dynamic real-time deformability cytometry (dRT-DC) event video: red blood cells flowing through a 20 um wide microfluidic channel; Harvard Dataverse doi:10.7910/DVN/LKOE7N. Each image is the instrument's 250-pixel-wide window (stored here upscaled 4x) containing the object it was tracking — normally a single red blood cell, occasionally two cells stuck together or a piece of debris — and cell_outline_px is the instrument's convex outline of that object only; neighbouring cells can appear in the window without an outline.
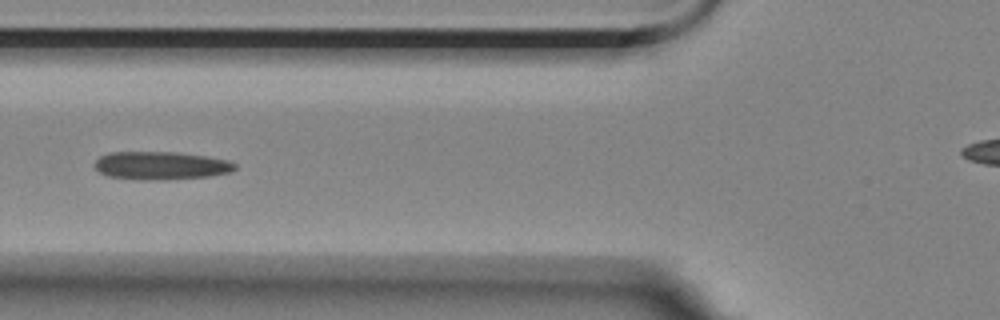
{"species": "Egyptian fruit bat (a non-hibernating species)", "species_latin": "Rousettus aegyptiacus", "temperature_condition": "room temperature", "stored_images_in_passage": 6, "camera_frame_rate_fps": 3000, "um_per_image_px": 0.085, "animal": {"sex": "female"}, "frame": {"image": 1, "passage_image": 5, "time_ms": 4.667, "image_size_px": [1000, 320], "cell_outline_px": [[236, 168], [232, 172], [208, 176], [164, 180], [148, 180], [108, 176], [100, 172], [92, 164], [100, 156], [108, 152], [172, 152], [204, 156], [228, 160], [236, 164]], "centroid_in_image_um": [13.66, 14.07], "position_along_channel_um": 112.1, "area_um2": 22.89}}
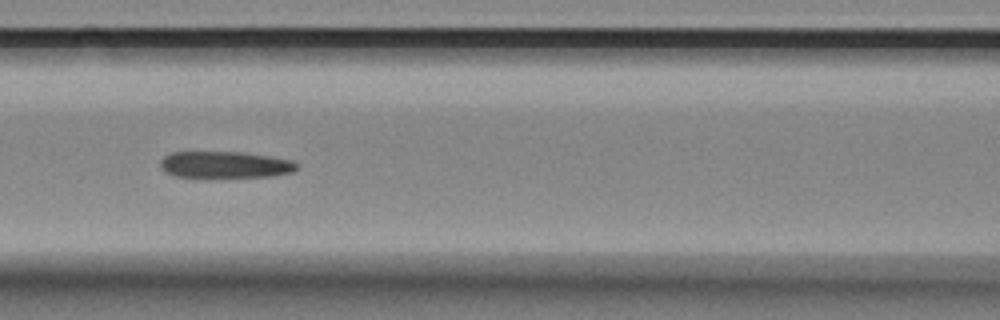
{"frame": {"image": 2, "passage_image": 6, "time_ms": 5.667, "image_size_px": [1000, 320], "cell_outline_px": [[296, 168], [292, 172], [272, 176], [176, 176], [164, 172], [160, 168], [160, 160], [164, 156], [172, 152], [240, 152], [268, 156], [292, 160], [296, 164]], "centroid_in_image_um": [19.07, 13.98], "position_along_channel_um": 147.5, "area_um2": 20.75}}